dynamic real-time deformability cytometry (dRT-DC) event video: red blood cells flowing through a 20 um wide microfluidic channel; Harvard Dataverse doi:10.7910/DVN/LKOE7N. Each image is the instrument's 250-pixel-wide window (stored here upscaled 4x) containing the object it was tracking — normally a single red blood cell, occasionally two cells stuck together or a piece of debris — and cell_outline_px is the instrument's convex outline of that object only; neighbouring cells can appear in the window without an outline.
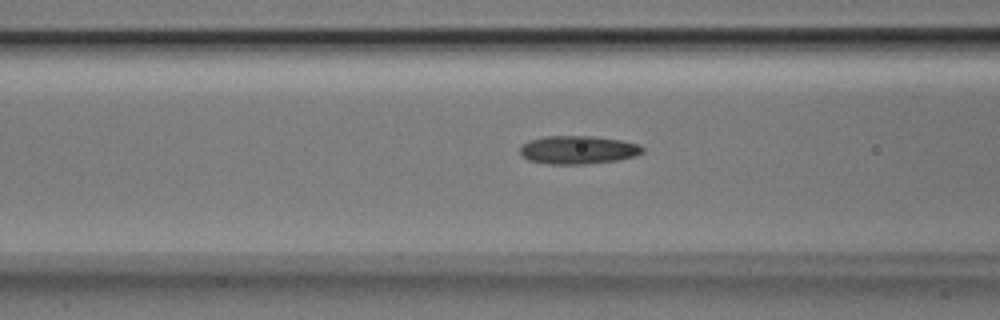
{"species": "Egyptian fruit bat (a non-hibernating species)", "species_latin": "Rousettus aegyptiacus", "temperature_condition": "room temperature", "stored_images_in_passage": 35, "camera_frame_rate_fps": 3000, "um_per_image_px": 0.085, "animal": {"sex": "male"}, "frame": {"image": 1, "passage_image": 13, "time_ms": 4.0, "image_size_px": [1000, 320], "cell_outline_px": [[644, 152], [636, 156], [616, 160], [588, 164], [548, 164], [528, 160], [520, 156], [520, 144], [528, 140], [544, 136], [592, 136], [620, 140], [640, 144], [644, 148]], "centroid_in_image_um": [49.1, 12.74], "position_along_channel_um": 117.5, "area_um2": 20.46}}
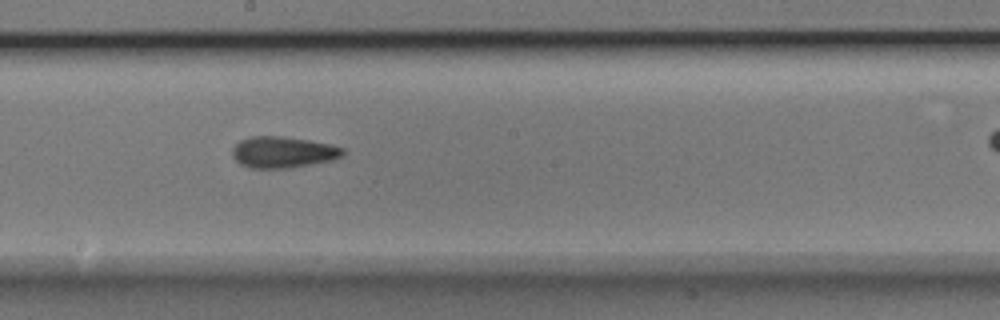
{"frame": {"image": 2, "passage_image": 21, "time_ms": 6.667, "image_size_px": [1000, 320], "cell_outline_px": [[344, 152], [340, 156], [332, 160], [288, 168], [248, 168], [240, 164], [232, 156], [232, 148], [240, 140], [252, 136], [280, 136], [308, 140], [328, 144], [344, 148]], "centroid_in_image_um": [24.0, 12.94], "position_along_channel_um": 224.2, "area_um2": 20.0}}
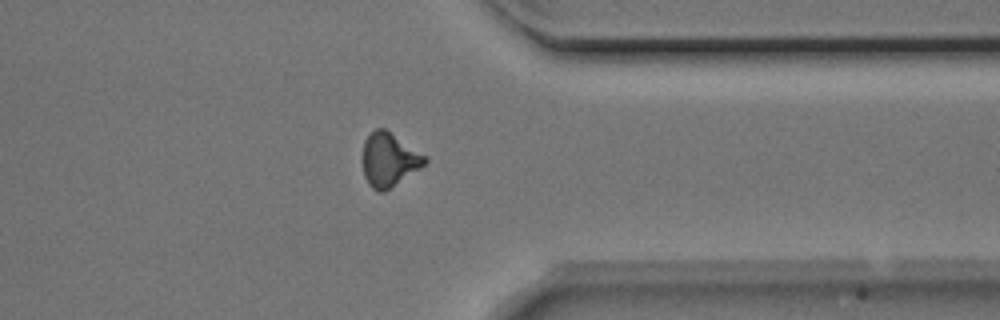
{"frame": {"image": 3, "passage_image": 33, "time_ms": 10.667, "image_size_px": [1000, 320], "cell_outline_px": [[428, 160], [420, 168], [384, 192], [376, 192], [368, 184], [364, 176], [360, 160], [364, 140], [376, 128], [384, 128], [428, 156]], "centroid_in_image_um": [33.03, 13.58], "position_along_channel_um": 378.4, "area_um2": 19.83}}